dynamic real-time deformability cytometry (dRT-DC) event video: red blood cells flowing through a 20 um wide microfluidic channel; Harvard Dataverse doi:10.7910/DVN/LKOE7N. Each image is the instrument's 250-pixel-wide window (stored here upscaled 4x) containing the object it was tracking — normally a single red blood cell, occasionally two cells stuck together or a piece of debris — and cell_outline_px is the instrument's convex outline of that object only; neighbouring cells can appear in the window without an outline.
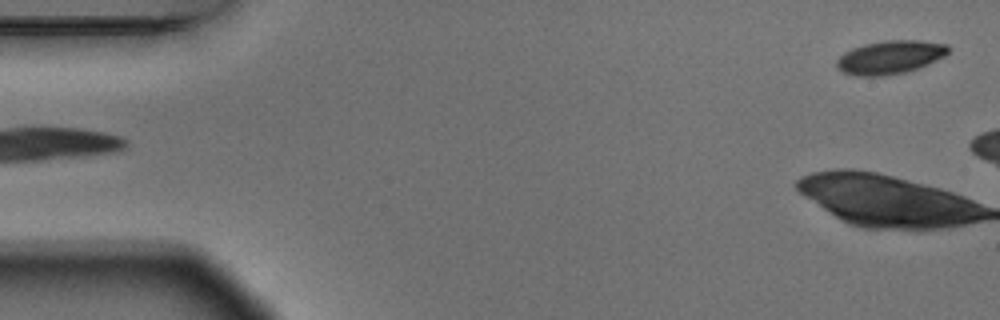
{"species": "Egyptian fruit bat (a non-hibernating species)", "species_latin": "Rousettus aegyptiacus", "temperature_condition": "warm", "stored_images_in_passage": 4, "segment_of_instrument_passage": [2, 2], "camera_frame_rate_fps": 3000, "um_per_image_px": 0.085, "animal": {"sex": "male"}, "frame": {"image": 1, "passage_image": 4, "time_ms": 1.0, "image_size_px": [1000, 320], "cell_outline_px": [[952, 48], [944, 56], [920, 68], [904, 72], [884, 76], [856, 76], [844, 72], [836, 68], [836, 60], [844, 52], [852, 48], [864, 44], [884, 40], [920, 40], [948, 44]], "centroid_in_image_um": [75.67, 4.86], "position_along_channel_um": 9.3, "area_um2": 21.96}}